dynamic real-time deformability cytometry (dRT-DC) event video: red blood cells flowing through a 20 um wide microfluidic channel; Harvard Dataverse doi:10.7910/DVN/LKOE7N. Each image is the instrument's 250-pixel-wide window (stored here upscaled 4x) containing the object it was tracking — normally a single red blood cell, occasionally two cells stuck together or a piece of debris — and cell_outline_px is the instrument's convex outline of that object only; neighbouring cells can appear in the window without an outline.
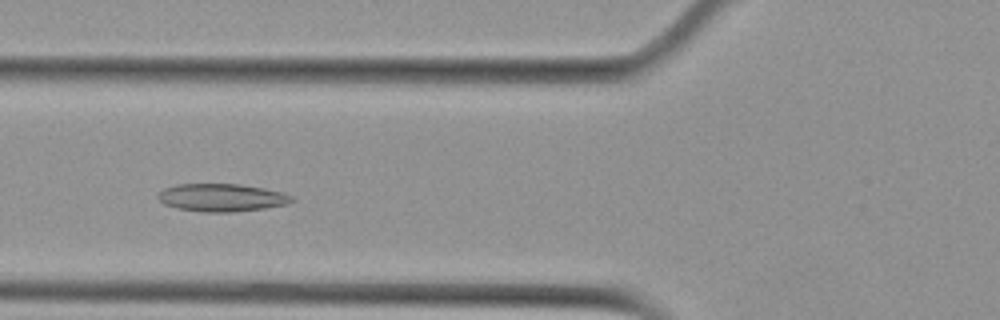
{"species": "Egyptian fruit bat (a non-hibernating species)", "species_latin": "Rousettus aegyptiacus", "temperature_condition": "cold", "stored_images_in_passage": 41, "camera_frame_rate_fps": 3000, "um_per_image_px": 0.085, "animal": {"sex": "female"}, "frame": {"image": 1, "passage_image": 8, "time_ms": 2.333, "image_size_px": [1000, 320], "cell_outline_px": [[296, 200], [288, 204], [264, 208], [232, 212], [204, 212], [176, 208], [164, 204], [156, 196], [164, 188], [176, 184], [240, 184], [264, 188], [280, 192], [292, 196]], "centroid_in_image_um": [18.84, 16.79], "position_along_channel_um": 107.0, "area_um2": 21.68}}
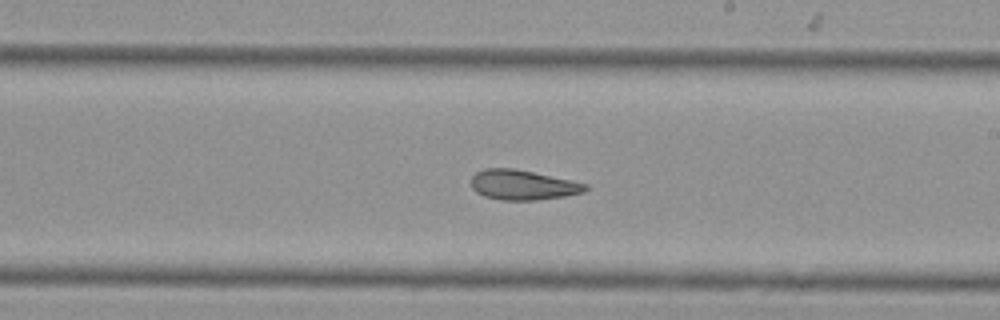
{"frame": {"image": 2, "passage_image": 19, "time_ms": 6.0, "image_size_px": [1000, 320], "cell_outline_px": [[588, 188], [584, 192], [564, 196], [536, 200], [500, 200], [484, 196], [476, 192], [472, 188], [472, 176], [476, 172], [484, 168], [512, 168], [572, 180], [588, 184]], "centroid_in_image_um": [44.43, 15.72], "position_along_channel_um": 244.6, "area_um2": 19.88}}
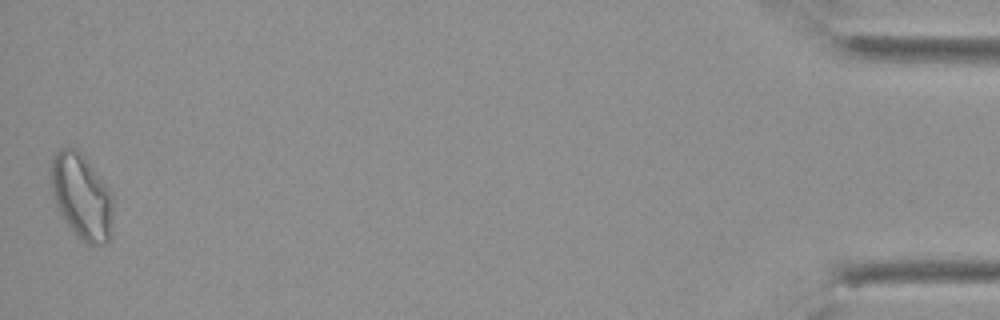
{"frame": {"image": 3, "passage_image": 41, "time_ms": 13.333, "image_size_px": [1000, 320], "cell_outline_px": [[112, 236], [104, 244], [88, 244], [68, 224], [60, 212], [56, 204], [52, 192], [52, 160], [56, 152], [60, 148], [76, 148], [84, 156], [100, 176], [112, 192]], "centroid_in_image_um": [6.98, 16.68], "position_along_channel_um": 428.2, "area_um2": 30.35}, "authors_computed_cell_mechanics": {"area_um2": 20.808, "velocity_mm_per_s": 3.754, "shape_relaxation_time_tau1_ms": 5.3753, "shape_relaxation_time_tau2_ms": null, "deformation_change_tau1": 0.1834, "deformation_change_tau2": null}}